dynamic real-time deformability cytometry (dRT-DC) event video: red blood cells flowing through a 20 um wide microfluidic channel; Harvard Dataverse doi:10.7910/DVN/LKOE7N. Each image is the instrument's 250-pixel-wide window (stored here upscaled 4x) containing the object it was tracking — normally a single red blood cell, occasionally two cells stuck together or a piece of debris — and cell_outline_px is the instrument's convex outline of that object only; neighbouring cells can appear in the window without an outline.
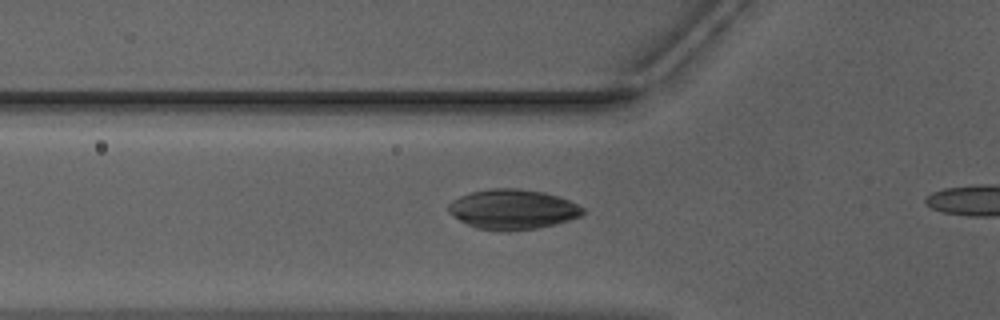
{"species": "Egyptian fruit bat (a non-hibernating species)", "species_latin": "Rousettus aegyptiacus", "temperature_condition": "warm", "stored_images_in_passage": 5, "camera_frame_rate_fps": 3000, "um_per_image_px": 0.085, "animal": {"sex": "male"}, "frame": {"image": 1, "passage_image": 3, "time_ms": 0.667, "image_size_px": [1000, 320], "cell_outline_px": [[588, 212], [580, 216], [556, 224], [540, 228], [504, 232], [500, 232], [476, 228], [460, 220], [448, 212], [448, 204], [452, 200], [460, 196], [472, 192], [488, 188], [516, 188], [544, 192], [568, 200], [584, 208]], "centroid_in_image_um": [43.58, 17.8], "position_along_channel_um": 82.2, "area_um2": 31.5}}